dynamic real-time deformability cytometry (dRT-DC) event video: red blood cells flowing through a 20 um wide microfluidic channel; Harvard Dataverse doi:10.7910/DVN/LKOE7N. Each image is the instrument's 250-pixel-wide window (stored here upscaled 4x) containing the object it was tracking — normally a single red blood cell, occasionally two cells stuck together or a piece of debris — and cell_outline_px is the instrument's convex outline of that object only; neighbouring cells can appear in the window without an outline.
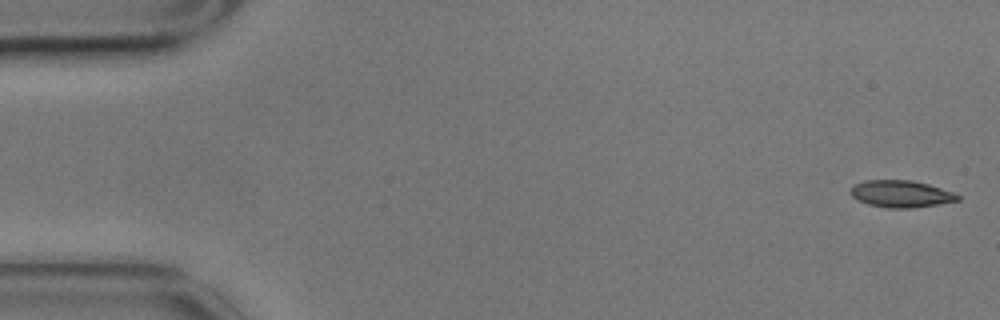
{"species": "common noctule bat (a hibernating species)", "species_latin": "Nyctalus noctula", "temperature_condition": "cold", "stored_images_in_passage": 4, "camera_frame_rate_fps": 3000, "um_per_image_px": 0.085, "animal": {"sex": "male", "body_mass_g": 17.9}, "frame": {"image": 1, "passage_image": 1, "time_ms": 0.0, "image_size_px": [1000, 320], "cell_outline_px": [[960, 200], [936, 204], [908, 208], [888, 208], [868, 204], [856, 200], [848, 192], [848, 188], [852, 184], [864, 180], [912, 180], [928, 184], [952, 192], [960, 196]], "centroid_in_image_um": [76.48, 16.46], "position_along_channel_um": 8.5, "area_um2": 16.94}}